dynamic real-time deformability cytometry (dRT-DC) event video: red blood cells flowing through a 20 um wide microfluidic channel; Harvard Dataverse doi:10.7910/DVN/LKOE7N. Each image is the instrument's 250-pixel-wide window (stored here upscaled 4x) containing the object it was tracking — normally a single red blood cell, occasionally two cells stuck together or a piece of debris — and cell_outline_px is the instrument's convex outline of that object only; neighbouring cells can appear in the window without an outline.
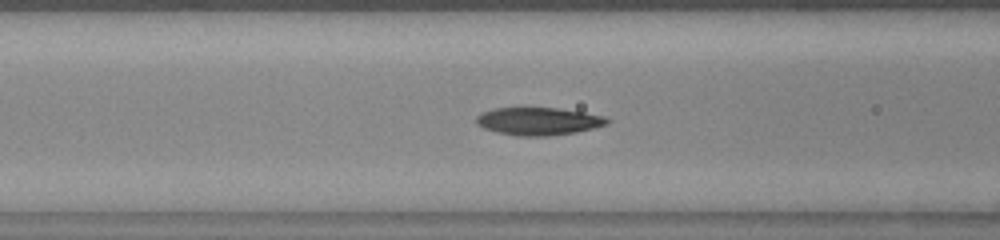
{"species": "common noctule bat (a hibernating species)", "species_latin": "Nyctalus noctula", "temperature_condition": "warm", "stored_images_in_passage": 41, "segment_of_instrument_passage": [1, 2], "camera_frame_rate_fps": 3000, "um_per_image_px": 0.085, "animal": {"sex": "female", "body_mass_g": 23.0, "forearm_length_mm": 53.4}, "frame": {"image": 1, "passage_image": 8, "time_ms": 2.333, "image_size_px": [1000, 240], "cell_outline_px": [[612, 120], [608, 124], [576, 132], [548, 136], [516, 136], [496, 132], [484, 128], [476, 124], [476, 116], [492, 108], [560, 108], [584, 112], [604, 116]], "centroid_in_image_um": [45.78, 10.31], "position_along_channel_um": 120.8, "area_um2": 21.21}}
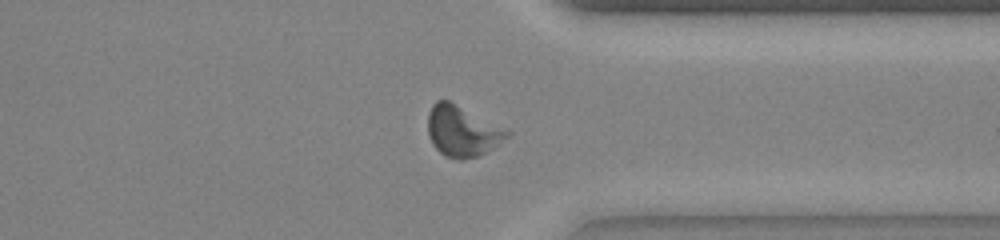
{"frame": {"image": 2, "passage_image": 28, "time_ms": 9.0, "image_size_px": [1000, 240], "cell_outline_px": [[512, 132], [504, 140], [492, 148], [476, 156], [464, 160], [456, 160], [444, 156], [432, 144], [428, 136], [428, 112], [432, 104], [436, 100], [448, 100]], "centroid_in_image_um": [39.24, 11.16], "position_along_channel_um": 372.2, "area_um2": 23.24}}
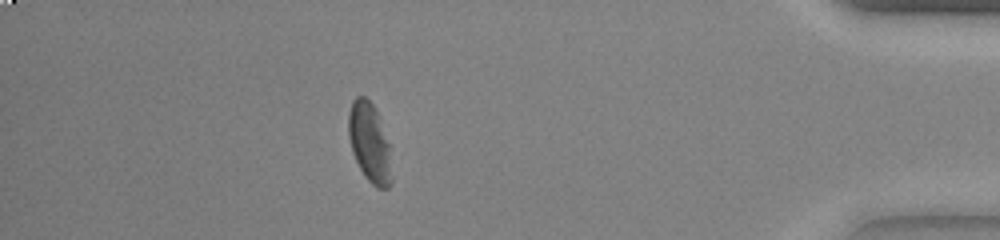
{"frame": {"image": 3, "passage_image": 34, "time_ms": 11.0, "image_size_px": [1000, 240], "cell_outline_px": [[392, 184], [388, 188], [376, 188], [364, 176], [352, 152], [348, 136], [348, 112], [352, 100], [356, 96], [364, 96], [376, 108], [388, 144], [392, 180]], "centroid_in_image_um": [31.39, 12.12], "position_along_channel_um": 403.8, "area_um2": 19.94}}